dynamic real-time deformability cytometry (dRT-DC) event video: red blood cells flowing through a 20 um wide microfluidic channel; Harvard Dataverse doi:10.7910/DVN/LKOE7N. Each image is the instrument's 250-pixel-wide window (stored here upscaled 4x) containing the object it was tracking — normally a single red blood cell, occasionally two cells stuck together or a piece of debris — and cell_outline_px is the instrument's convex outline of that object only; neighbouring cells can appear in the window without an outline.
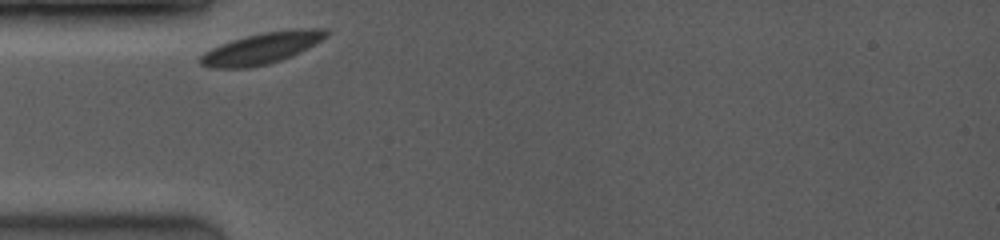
{"species": "common noctule bat (a hibernating species)", "species_latin": "Nyctalus noctula", "temperature_condition": "room temperature", "stored_images_in_passage": 40, "camera_frame_rate_fps": 3500, "um_per_image_px": 0.085, "animal": {"sex": "female", "body_mass_g": 19.0, "forearm_length_mm": 53.3}, "frame": {"image": 1, "passage_image": 1, "time_ms": 0.0, "image_size_px": [1000, 240], "cell_outline_px": [[328, 36], [292, 56], [268, 64], [248, 68], [208, 68], [200, 64], [196, 60], [204, 52], [220, 44], [232, 40], [264, 32], [296, 28], [328, 28]], "centroid_in_image_um": [22.22, 4.1], "position_along_channel_um": 62.8, "area_um2": 23.0}}
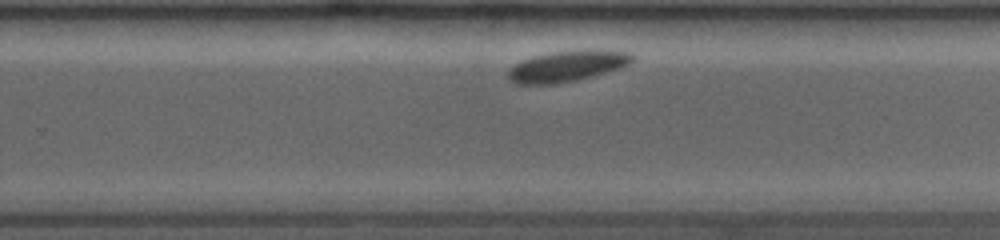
{"frame": {"image": 2, "passage_image": 23, "time_ms": 6.0, "image_size_px": [1000, 240], "cell_outline_px": [[632, 60], [628, 64], [620, 68], [592, 76], [576, 80], [556, 84], [516, 84], [508, 80], [508, 72], [516, 64], [524, 60], [536, 56], [552, 52], [588, 48], [628, 52], [632, 56]], "centroid_in_image_um": [48.22, 5.61], "position_along_channel_um": 281.6, "area_um2": 22.25}}
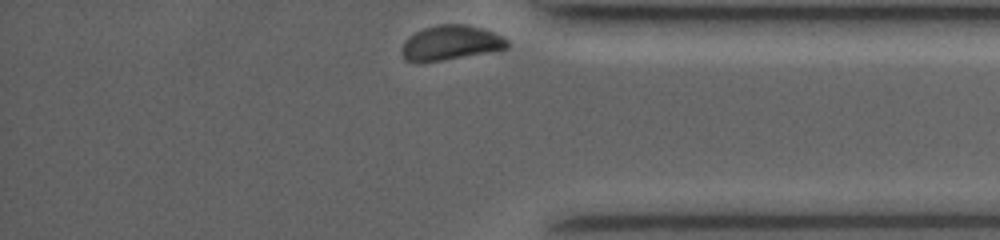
{"frame": {"image": 3, "passage_image": 40, "time_ms": 9.143, "image_size_px": [1000, 240], "cell_outline_px": [[508, 48], [440, 60], [404, 60], [400, 52], [404, 40], [416, 32], [424, 28], [440, 24], [468, 24], [492, 32], [508, 40]], "centroid_in_image_um": [38.28, 3.61], "position_along_channel_um": 396.9, "area_um2": 20.69}, "authors_computed_cell_mechanics": {"area_um2": 22.1374, "velocity_mm_per_s": 3.6863, "shape_relaxation_time_tau1_ms": 1.599, "shape_relaxation_time_tau2_ms": null, "deformation_change_tau1": 0.0488, "deformation_change_tau2": null}}